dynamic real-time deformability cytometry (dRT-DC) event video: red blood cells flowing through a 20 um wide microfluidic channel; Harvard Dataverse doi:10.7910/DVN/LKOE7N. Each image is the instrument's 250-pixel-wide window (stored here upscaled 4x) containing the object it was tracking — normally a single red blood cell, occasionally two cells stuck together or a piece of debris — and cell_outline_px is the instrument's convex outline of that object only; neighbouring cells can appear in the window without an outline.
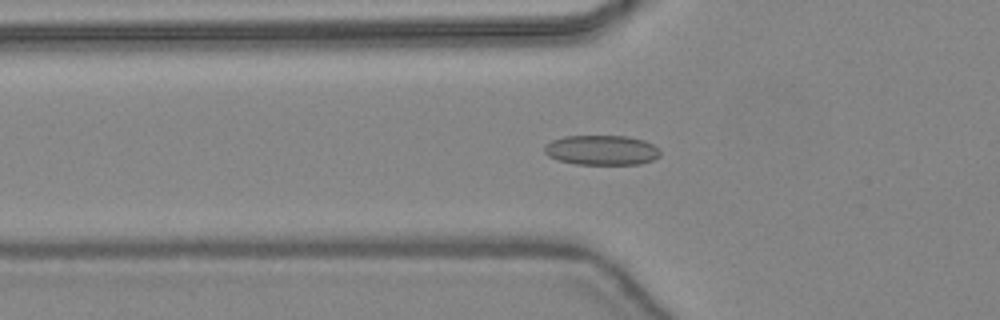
{"species": "common noctule bat (a hibernating species)", "species_latin": "Nyctalus noctula", "temperature_condition": "warm", "stored_images_in_passage": 37, "camera_frame_rate_fps": 3000, "um_per_image_px": 0.085, "animal": {"sex": "female", "body_mass_g": 24.6, "forearm_length_mm": 56.2}, "frame": {"image": 1, "passage_image": 7, "time_ms": 2.0, "image_size_px": [1000, 320], "cell_outline_px": [[660, 156], [652, 160], [640, 164], [576, 164], [556, 160], [548, 156], [544, 152], [544, 144], [552, 140], [564, 136], [628, 136], [644, 140], [652, 144], [660, 152]], "centroid_in_image_um": [51.1, 12.76], "position_along_channel_um": 74.7, "area_um2": 20.23}}
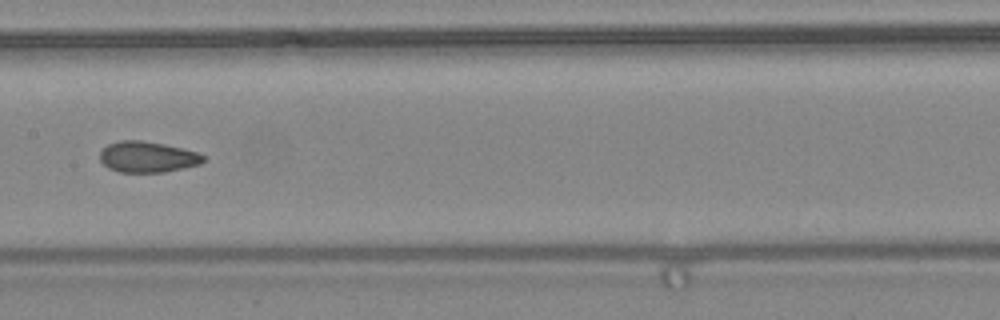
{"frame": {"image": 2, "passage_image": 15, "time_ms": 4.667, "image_size_px": [1000, 320], "cell_outline_px": [[204, 160], [200, 164], [184, 168], [164, 172], [120, 172], [108, 168], [100, 160], [100, 152], [108, 144], [120, 140], [140, 140], [164, 144], [196, 152], [204, 156]], "centroid_in_image_um": [12.51, 13.34], "position_along_channel_um": 194.9, "area_um2": 18.5}}
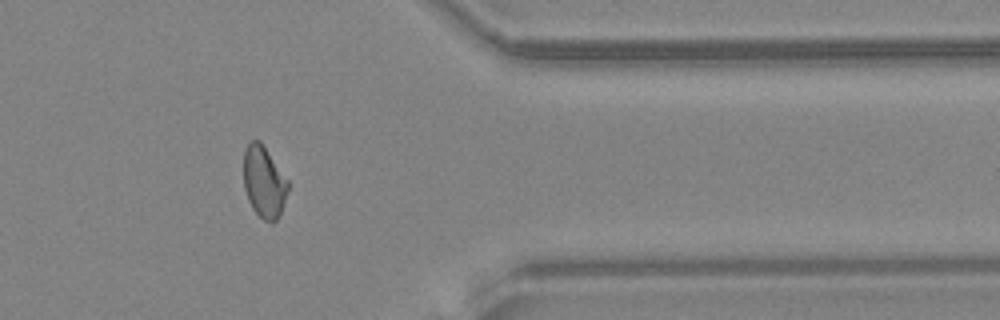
{"frame": {"image": 3, "passage_image": 29, "time_ms": 9.333, "image_size_px": [1000, 320], "cell_outline_px": [[288, 188], [280, 216], [272, 224], [264, 220], [252, 208], [248, 200], [244, 188], [244, 148], [252, 140], [260, 140], [288, 180]], "centroid_in_image_um": [22.43, 15.47], "position_along_channel_um": 389.0, "area_um2": 18.5}, "authors_computed_cell_mechanics": {"area_um2": 18.9006, "velocity_mm_per_s": 4.476, "shape_relaxation_time_tau1_ms": null, "shape_relaxation_time_tau2_ms": 1.3239, "deformation_change_tau1": null, "deformation_change_tau2": 0.0527}}